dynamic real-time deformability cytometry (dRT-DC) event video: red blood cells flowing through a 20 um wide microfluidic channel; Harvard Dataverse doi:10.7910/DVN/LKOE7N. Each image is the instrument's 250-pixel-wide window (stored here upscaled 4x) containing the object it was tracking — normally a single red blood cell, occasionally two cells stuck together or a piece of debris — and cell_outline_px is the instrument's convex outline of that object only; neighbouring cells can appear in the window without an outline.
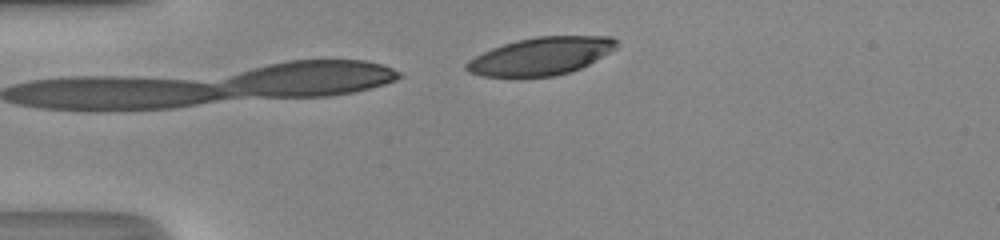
{"species": "human", "species_latin": "Homo sapiens", "temperature_condition": "room temperature", "stored_images_in_passage": 5, "camera_frame_rate_fps": 3000, "um_per_image_px": 0.085, "donor": {"sex": "male"}, "frame": {"image": 1, "passage_image": 5, "time_ms": 1.333, "image_size_px": [1000, 240], "cell_outline_px": [[616, 48], [588, 64], [580, 68], [556, 76], [480, 76], [468, 72], [464, 68], [464, 64], [468, 60], [492, 48], [516, 40], [536, 36], [612, 36], [616, 40]], "centroid_in_image_um": [45.95, 4.76], "position_along_channel_um": 39.1, "area_um2": 32.66}}